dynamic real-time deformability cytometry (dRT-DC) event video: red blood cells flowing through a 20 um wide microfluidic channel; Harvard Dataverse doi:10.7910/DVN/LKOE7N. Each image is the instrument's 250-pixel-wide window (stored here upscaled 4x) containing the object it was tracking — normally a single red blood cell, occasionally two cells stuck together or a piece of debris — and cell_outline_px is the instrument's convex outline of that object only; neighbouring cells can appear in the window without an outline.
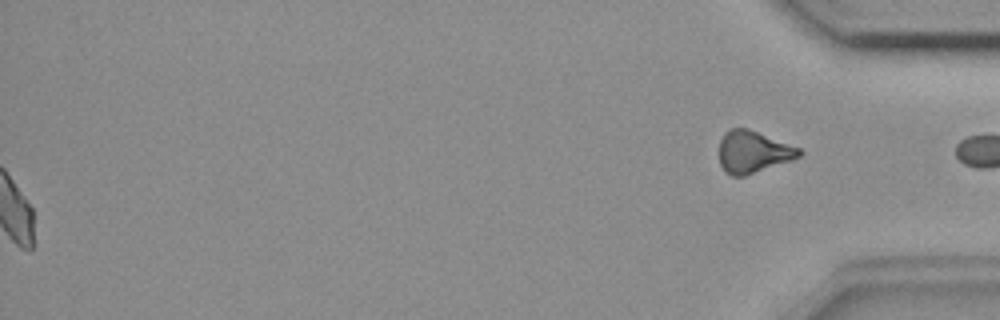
{"species": "common noctule bat (a hibernating species)", "species_latin": "Nyctalus noctula", "temperature_condition": "room temperature", "stored_images_in_passage": 50, "segment_of_instrument_passage": [2, 2], "camera_frame_rate_fps": 3000, "um_per_image_px": 0.085, "animal": {"sex": "female", "body_mass_g": 18.4}, "frame": {"image": 1, "passage_image": 50, "time_ms": 16.333, "image_size_px": [1000, 320], "cell_outline_px": [[804, 152], [800, 156], [744, 176], [732, 176], [724, 172], [720, 164], [720, 140], [724, 132], [732, 128], [744, 128], [756, 132], [800, 148]], "centroid_in_image_um": [63.97, 12.92], "position_along_channel_um": 371.2, "area_um2": 19.13}}